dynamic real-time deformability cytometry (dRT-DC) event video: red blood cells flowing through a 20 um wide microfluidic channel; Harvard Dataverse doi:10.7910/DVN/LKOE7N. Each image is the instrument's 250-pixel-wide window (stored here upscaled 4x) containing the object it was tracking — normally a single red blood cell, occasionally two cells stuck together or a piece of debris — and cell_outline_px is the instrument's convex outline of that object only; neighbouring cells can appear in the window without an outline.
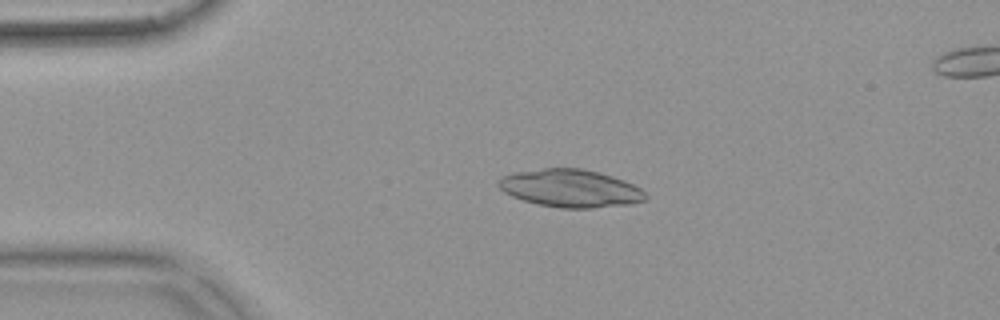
{"species": "common noctule bat (a hibernating species)", "species_latin": "Nyctalus noctula", "temperature_condition": "warm", "stored_images_in_passage": 45, "camera_frame_rate_fps": 3000, "um_per_image_px": 0.085, "animal": {"sex": "female", "body_mass_g": 18.4}, "frame": {"image": 1, "passage_image": 2, "time_ms": 0.333, "image_size_px": [1000, 320], "cell_outline_px": [[648, 196], [644, 200], [628, 204], [592, 208], [560, 208], [536, 204], [512, 196], [504, 192], [496, 184], [504, 176], [516, 172], [544, 168], [580, 168], [612, 176], [624, 180], [640, 188]], "centroid_in_image_um": [48.48, 16.01], "position_along_channel_um": 36.5, "area_um2": 32.08}}
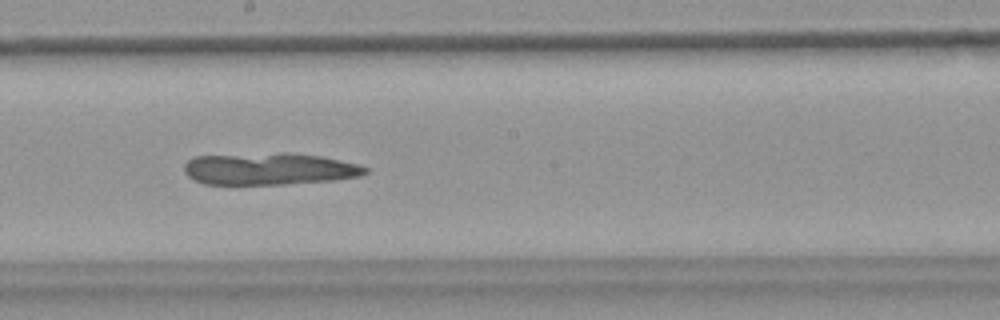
{"frame": {"image": 2, "passage_image": 20, "time_ms": 6.333, "image_size_px": [1000, 320], "cell_outline_px": [[368, 172], [360, 176], [336, 180], [284, 184], [204, 184], [192, 180], [184, 172], [184, 164], [188, 160], [196, 156], [280, 152], [288, 152], [320, 156], [356, 164], [368, 168]], "centroid_in_image_um": [22.86, 14.35], "position_along_channel_um": 225.3, "area_um2": 33.93}}
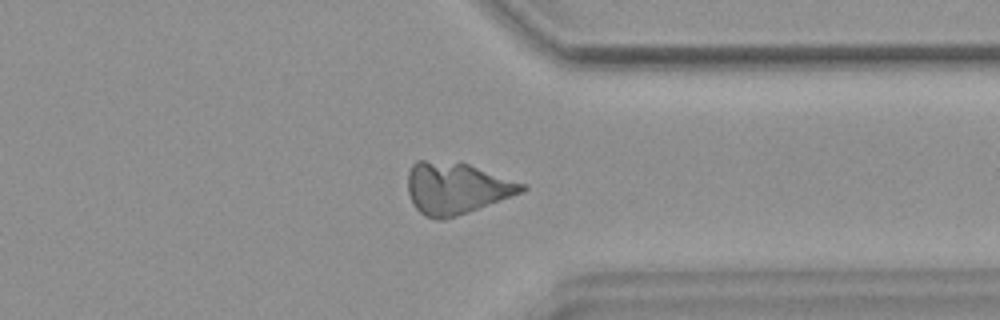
{"frame": {"image": 3, "passage_image": 32, "time_ms": 10.333, "image_size_px": [1000, 320], "cell_outline_px": [[528, 188], [524, 192], [456, 216], [444, 220], [436, 220], [424, 216], [412, 204], [408, 192], [408, 172], [412, 164], [416, 160], [424, 160], [468, 164], [524, 184]], "centroid_in_image_um": [38.75, 16.01], "position_along_channel_um": 372.6, "area_um2": 34.1}}